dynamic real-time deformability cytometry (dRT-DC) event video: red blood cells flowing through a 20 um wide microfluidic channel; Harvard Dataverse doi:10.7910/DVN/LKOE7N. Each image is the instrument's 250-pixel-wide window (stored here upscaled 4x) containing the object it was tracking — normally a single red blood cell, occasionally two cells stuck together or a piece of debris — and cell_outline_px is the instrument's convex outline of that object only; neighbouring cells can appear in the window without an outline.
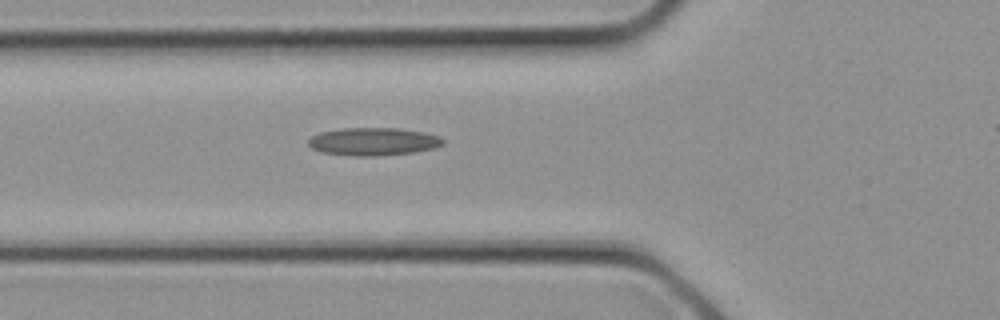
{"species": "common noctule bat (a hibernating species)", "species_latin": "Nyctalus noctula", "temperature_condition": "cold", "stored_images_in_passage": 13, "camera_frame_rate_fps": 3000, "um_per_image_px": 0.085, "animal": {"sex": "female", "body_mass_g": 21.9}, "frame": {"image": 1, "passage_image": 6, "time_ms": 1.667, "image_size_px": [1000, 320], "cell_outline_px": [[444, 144], [436, 148], [412, 152], [376, 156], [352, 156], [320, 152], [312, 148], [308, 144], [308, 140], [312, 136], [320, 132], [340, 128], [400, 128], [424, 132], [440, 136], [444, 140]], "centroid_in_image_um": [31.74, 12.03], "position_along_channel_um": 94.1, "area_um2": 22.02}}
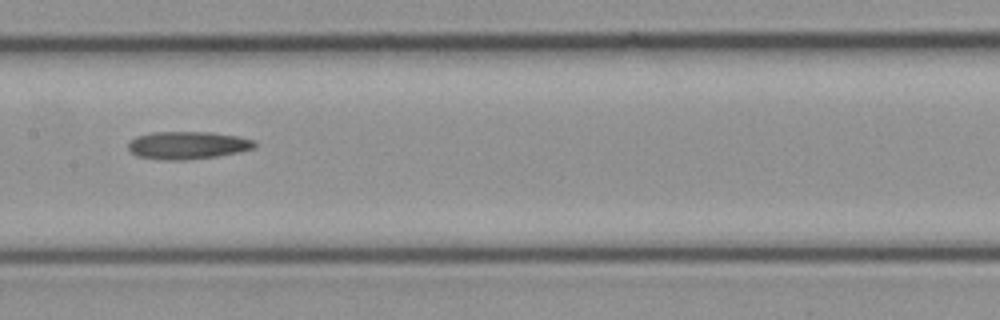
{"frame": {"image": 2, "passage_image": 10, "time_ms": 3.0, "image_size_px": [1000, 320], "cell_outline_px": [[256, 148], [240, 152], [216, 156], [184, 160], [160, 160], [136, 156], [128, 148], [128, 144], [136, 136], [152, 132], [208, 132], [236, 136], [252, 140], [256, 144]], "centroid_in_image_um": [15.92, 12.35], "position_along_channel_um": 191.5, "area_um2": 20.35}}
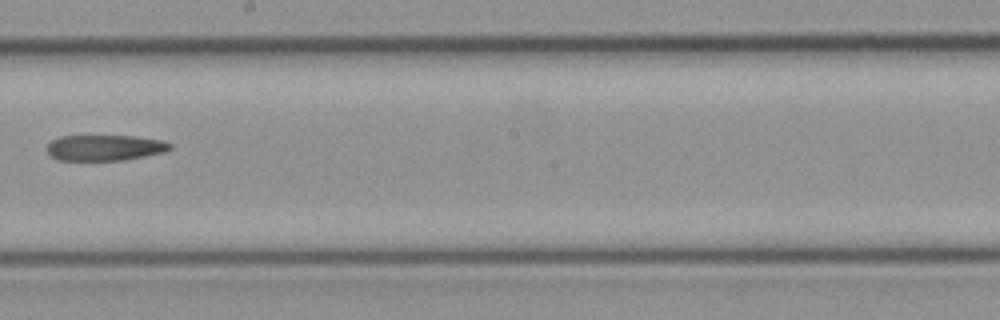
{"frame": {"image": 3, "passage_image": 12, "time_ms": 3.667, "image_size_px": [1000, 320], "cell_outline_px": [[172, 148], [164, 152], [124, 160], [56, 160], [48, 156], [48, 144], [52, 140], [60, 136], [136, 136], [160, 140], [172, 144]], "centroid_in_image_um": [8.89, 12.56], "position_along_channel_um": 239.3, "area_um2": 18.5}}